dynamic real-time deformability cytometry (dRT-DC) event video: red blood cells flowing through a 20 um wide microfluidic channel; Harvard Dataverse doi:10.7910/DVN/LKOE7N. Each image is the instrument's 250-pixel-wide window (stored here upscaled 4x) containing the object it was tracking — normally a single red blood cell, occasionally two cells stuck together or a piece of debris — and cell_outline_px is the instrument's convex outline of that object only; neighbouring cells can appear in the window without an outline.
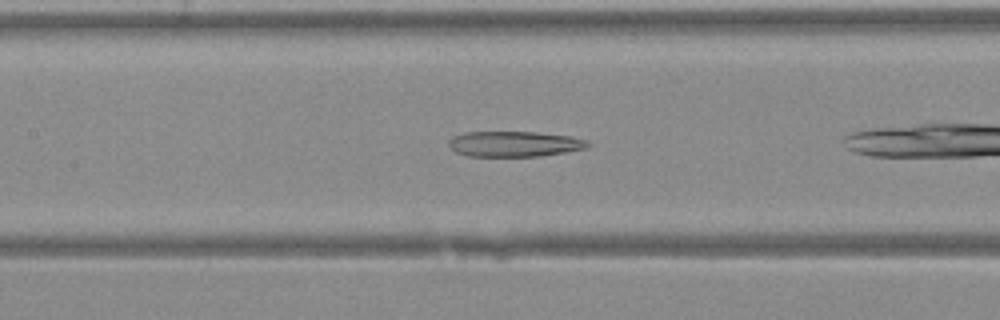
{"species": "Egyptian fruit bat (a non-hibernating species)", "species_latin": "Rousettus aegyptiacus", "temperature_condition": "warm", "stored_images_in_passage": 20, "camera_frame_rate_fps": 3000, "um_per_image_px": 0.085, "animal": {"sex": "female"}, "frame": {"image": 1, "passage_image": 6, "time_ms": 1.667, "image_size_px": [1000, 320], "cell_outline_px": [[592, 144], [588, 148], [540, 156], [468, 156], [456, 152], [448, 144], [448, 140], [452, 136], [468, 132], [536, 132], [572, 136], [588, 140]], "centroid_in_image_um": [43.76, 12.23], "position_along_channel_um": 163.6, "area_um2": 20.75}}
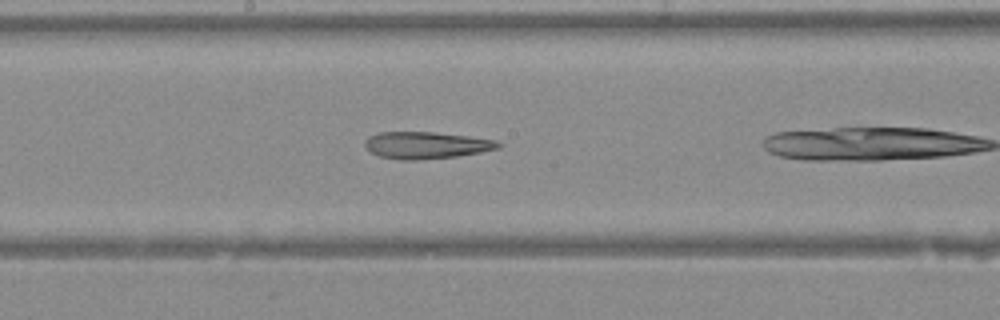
{"frame": {"image": 2, "passage_image": 9, "time_ms": 2.667, "image_size_px": [1000, 320], "cell_outline_px": [[500, 148], [480, 152], [456, 156], [416, 160], [400, 160], [380, 156], [372, 152], [364, 144], [364, 140], [368, 136], [380, 132], [432, 132], [496, 140], [500, 144]], "centroid_in_image_um": [36.19, 12.34], "position_along_channel_um": 212.0, "area_um2": 20.63}}